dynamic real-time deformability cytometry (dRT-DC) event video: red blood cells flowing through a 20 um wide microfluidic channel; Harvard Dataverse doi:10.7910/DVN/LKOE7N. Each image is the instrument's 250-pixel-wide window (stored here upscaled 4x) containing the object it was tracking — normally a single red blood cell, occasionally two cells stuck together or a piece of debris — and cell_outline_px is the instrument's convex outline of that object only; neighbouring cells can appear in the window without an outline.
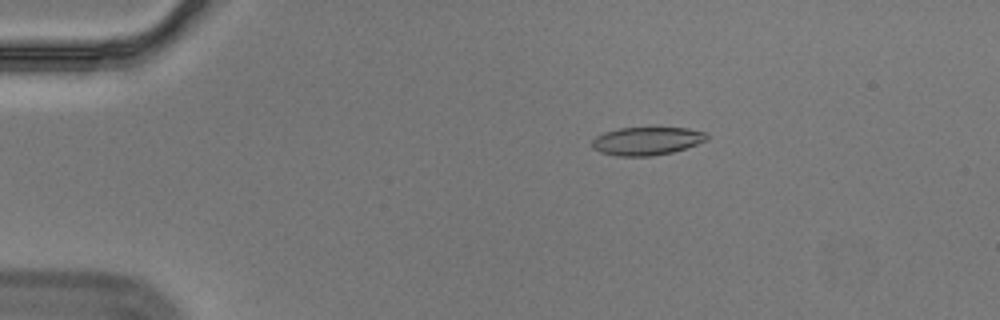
{"species": "Egyptian fruit bat (a non-hibernating species)", "species_latin": "Rousettus aegyptiacus", "temperature_condition": "cold", "stored_images_in_passage": 57, "camera_frame_rate_fps": 3000, "um_per_image_px": 0.085, "animal": {"sex": "male"}, "frame": {"image": 1, "passage_image": 11, "time_ms": 3.333, "image_size_px": [1000, 320], "cell_outline_px": [[708, 140], [672, 152], [652, 156], [616, 156], [600, 152], [592, 148], [592, 140], [596, 136], [604, 132], [620, 128], [688, 128], [708, 132]], "centroid_in_image_um": [54.98, 11.98], "position_along_channel_um": 30.0, "area_um2": 18.84}}
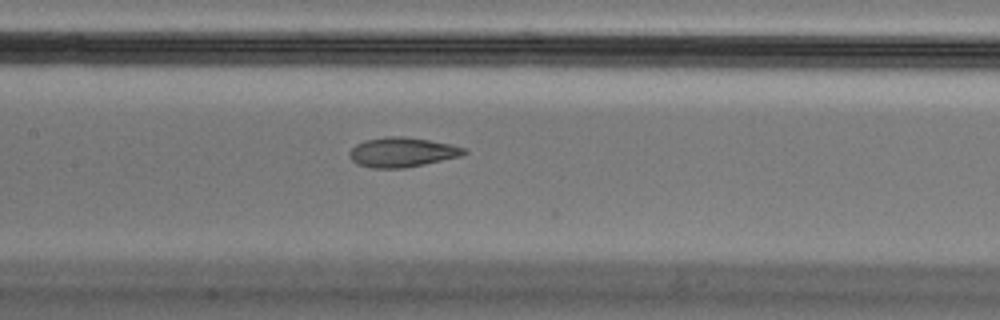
{"frame": {"image": 2, "passage_image": 28, "time_ms": 9.0, "image_size_px": [1000, 320], "cell_outline_px": [[468, 152], [460, 156], [424, 164], [404, 168], [372, 168], [356, 164], [348, 156], [348, 152], [356, 144], [364, 140], [384, 136], [404, 136], [452, 144], [468, 148]], "centroid_in_image_um": [34.17, 12.93], "position_along_channel_um": 173.2, "area_um2": 20.0}}
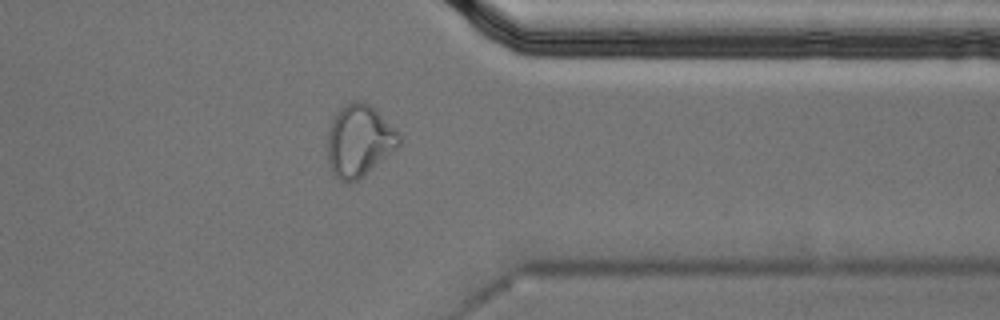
{"frame": {"image": 3, "passage_image": 46, "time_ms": 15.0, "image_size_px": [1000, 320], "cell_outline_px": [[400, 144], [396, 148], [356, 180], [348, 184], [340, 180], [332, 172], [328, 164], [328, 132], [332, 120], [336, 112], [344, 104], [352, 100], [360, 100], [368, 104], [400, 132]], "centroid_in_image_um": [30.5, 11.94], "position_along_channel_um": 380.9, "area_um2": 29.59}, "authors_computed_cell_mechanics": {"area_um2": 19.652, "velocity_mm_per_s": 3.5618, "shape_relaxation_time_tau1_ms": null, "shape_relaxation_time_tau2_ms": 1.6412, "deformation_change_tau1": null, "deformation_change_tau2": 0.0914}}